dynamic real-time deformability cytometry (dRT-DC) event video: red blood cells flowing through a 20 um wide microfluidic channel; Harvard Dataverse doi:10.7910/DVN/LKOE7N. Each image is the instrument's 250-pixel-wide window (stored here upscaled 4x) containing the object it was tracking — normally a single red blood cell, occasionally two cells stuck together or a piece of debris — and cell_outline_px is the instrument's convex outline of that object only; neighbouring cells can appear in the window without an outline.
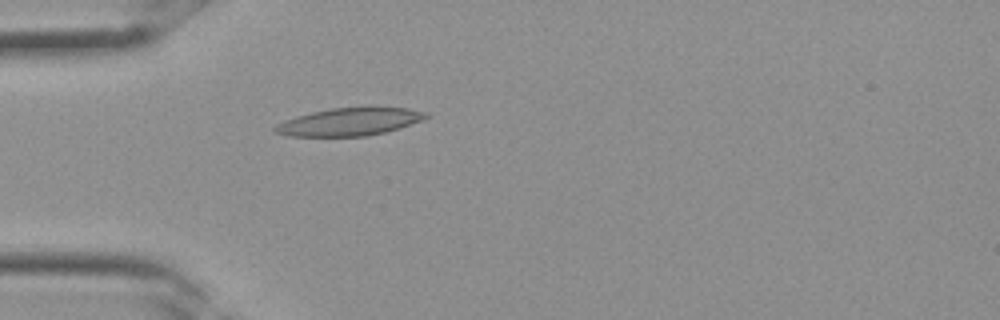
{"species": "Egyptian fruit bat (a non-hibernating species)", "species_latin": "Rousettus aegyptiacus", "temperature_condition": "room temperature", "stored_images_in_passage": 34, "camera_frame_rate_fps": 3000, "um_per_image_px": 0.085, "frame": {"image": 1, "passage_image": 10, "time_ms": 3.0, "image_size_px": [1000, 320], "cell_outline_px": [[428, 116], [424, 120], [400, 128], [368, 136], [288, 136], [276, 132], [272, 128], [276, 124], [284, 120], [296, 116], [312, 112], [332, 108], [408, 108], [428, 112]], "centroid_in_image_um": [29.71, 10.36], "position_along_channel_um": 55.3, "area_um2": 24.22}}
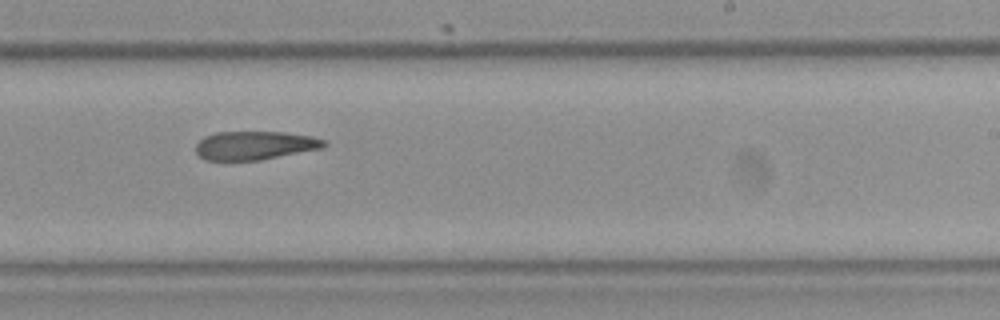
{"frame": {"image": 2, "passage_image": 21, "time_ms": 6.667, "image_size_px": [1000, 320], "cell_outline_px": [[328, 144], [324, 148], [260, 160], [204, 160], [196, 152], [196, 144], [204, 136], [216, 132], [284, 132], [312, 136], [324, 140]], "centroid_in_image_um": [21.67, 12.36], "position_along_channel_um": 267.3, "area_um2": 21.44}}
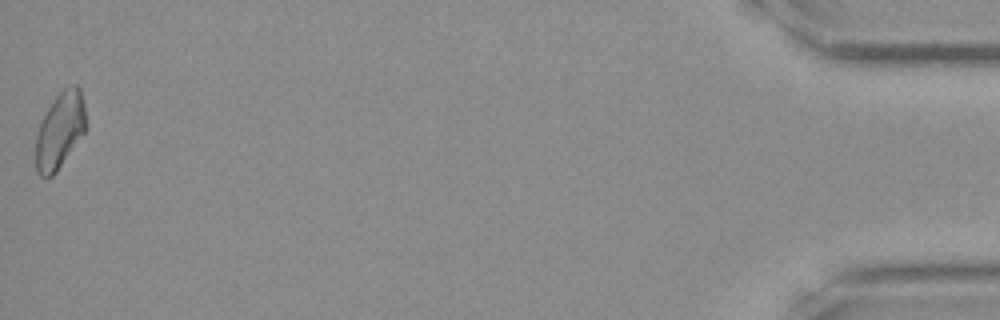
{"frame": {"image": 3, "passage_image": 34, "time_ms": 11.0, "image_size_px": [1000, 320], "cell_outline_px": [[84, 132], [56, 172], [52, 176], [40, 176], [36, 172], [36, 136], [40, 124], [48, 108], [56, 96], [64, 88], [72, 84], [76, 84], [80, 88], [84, 100]], "centroid_in_image_um": [5.08, 11.07], "position_along_channel_um": 430.1, "area_um2": 21.79}}